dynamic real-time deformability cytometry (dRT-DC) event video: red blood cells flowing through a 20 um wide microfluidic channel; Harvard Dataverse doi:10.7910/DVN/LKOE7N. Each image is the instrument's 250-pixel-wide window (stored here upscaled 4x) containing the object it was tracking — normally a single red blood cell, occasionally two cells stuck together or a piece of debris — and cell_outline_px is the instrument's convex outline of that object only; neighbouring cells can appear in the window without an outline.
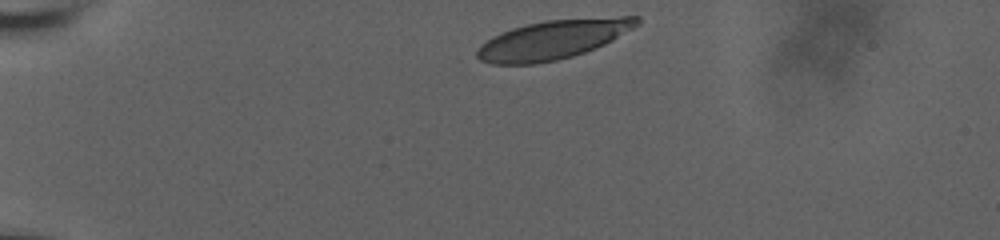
{"species": "human", "species_latin": "Homo sapiens", "temperature_condition": "room temperature", "stored_images_in_passage": 37, "camera_frame_rate_fps": 3000, "um_per_image_px": 0.085, "donor": {"sex": "male"}, "frame": {"image": 1, "passage_image": 1, "time_ms": 0.0, "image_size_px": [1000, 240], "cell_outline_px": [[640, 24], [612, 40], [596, 48], [572, 56], [556, 60], [532, 64], [492, 64], [480, 60], [476, 56], [476, 52], [480, 44], [492, 36], [500, 32], [512, 28], [528, 24], [548, 20], [620, 16], [640, 16]], "centroid_in_image_um": [46.99, 3.36], "position_along_channel_um": 38.0, "area_um2": 36.3}}
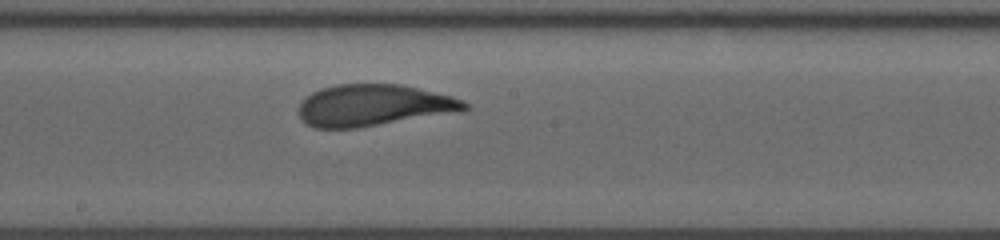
{"frame": {"image": 2, "passage_image": 21, "time_ms": 6.667, "image_size_px": [1000, 240], "cell_outline_px": [[468, 108], [464, 112], [356, 128], [316, 128], [300, 120], [300, 104], [312, 92], [320, 88], [336, 84], [400, 84], [452, 96], [464, 100], [468, 104]], "centroid_in_image_um": [31.81, 8.96], "position_along_channel_um": 216.4, "area_um2": 40.4}}
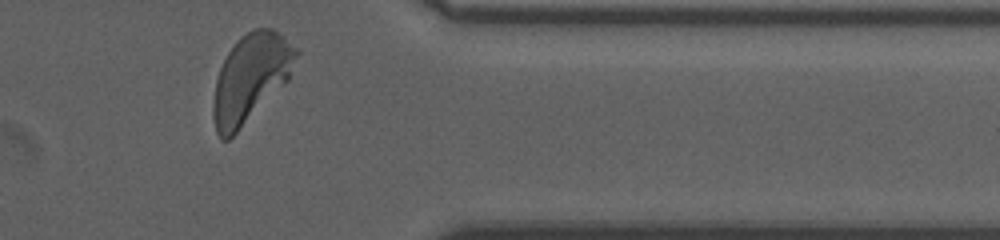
{"frame": {"image": 3, "passage_image": 36, "time_ms": 11.667, "image_size_px": [1000, 240], "cell_outline_px": [[300, 52], [288, 80], [228, 140], [220, 140], [216, 132], [212, 116], [212, 104], [216, 80], [220, 68], [228, 52], [236, 40], [240, 36], [256, 28], [272, 28], [296, 48]], "centroid_in_image_um": [21.28, 6.63], "position_along_channel_um": 390.1, "area_um2": 42.02}, "authors_computed_cell_mechanics": {"area_um2": 40.4022, "velocity_mm_per_s": 3.6631, "shape_relaxation_time_tau1_ms": 4.6251, "shape_relaxation_time_tau2_ms": null, "deformation_change_tau1": 0.1883, "deformation_change_tau2": null}}